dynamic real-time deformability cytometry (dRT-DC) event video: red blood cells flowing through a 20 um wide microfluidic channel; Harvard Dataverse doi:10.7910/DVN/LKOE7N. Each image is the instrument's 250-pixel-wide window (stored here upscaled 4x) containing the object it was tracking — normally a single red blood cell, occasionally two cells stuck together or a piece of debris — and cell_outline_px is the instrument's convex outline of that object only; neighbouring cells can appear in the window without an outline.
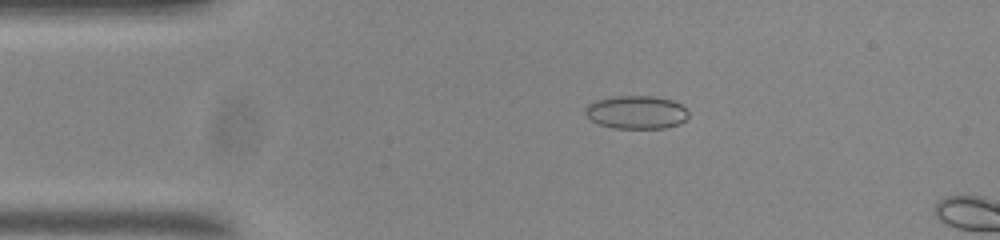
{"species": "common noctule bat (a hibernating species)", "species_latin": "Nyctalus noctula", "temperature_condition": "room temperature", "stored_images_in_passage": 7, "camera_frame_rate_fps": 3000, "um_per_image_px": 0.085, "animal": {"sex": "male", "body_mass_g": 20.0, "forearm_length_mm": 53.3}, "frame": {"image": 1, "passage_image": 5, "time_ms": 1.333, "image_size_px": [1000, 240], "cell_outline_px": [[684, 120], [676, 124], [656, 128], [624, 128], [604, 124], [596, 104], [604, 100], [664, 100], [676, 104], [684, 108]], "centroid_in_image_um": [54.42, 9.64], "position_along_channel_um": 30.6, "area_um2": 15.43}}